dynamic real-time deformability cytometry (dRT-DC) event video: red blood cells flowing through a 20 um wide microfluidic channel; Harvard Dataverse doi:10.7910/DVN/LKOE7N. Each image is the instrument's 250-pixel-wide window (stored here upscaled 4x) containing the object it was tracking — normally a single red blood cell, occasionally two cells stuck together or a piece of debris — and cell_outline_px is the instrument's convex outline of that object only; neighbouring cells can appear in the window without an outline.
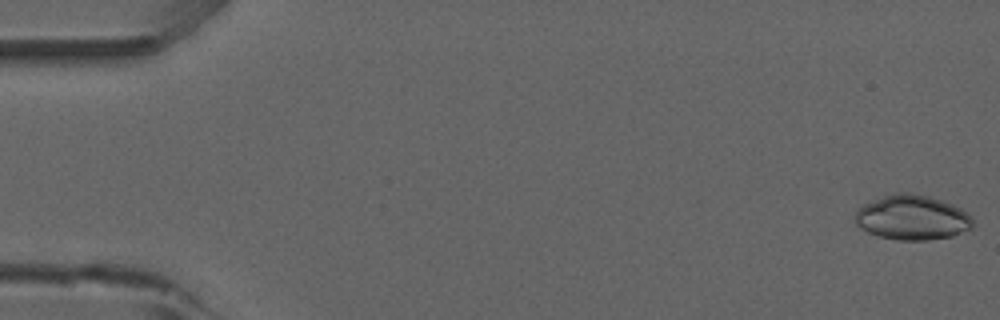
{"species": "common noctule bat (a hibernating species)", "species_latin": "Nyctalus noctula", "temperature_condition": "room temperature", "stored_images_in_passage": 52, "camera_frame_rate_fps": 3000, "um_per_image_px": 0.085, "animal": {"sex": "male", "forearm_length_mm": 52.5}, "frame": {"image": 1, "passage_image": 1, "time_ms": 0.0, "image_size_px": [1000, 320], "cell_outline_px": [[972, 228], [952, 236], [928, 240], [896, 240], [880, 236], [868, 232], [860, 228], [856, 224], [856, 212], [864, 204], [884, 196], [896, 192], [912, 192], [944, 200], [960, 208], [972, 216]], "centroid_in_image_um": [77.56, 18.49], "position_along_channel_um": 7.4, "area_um2": 30.69}}
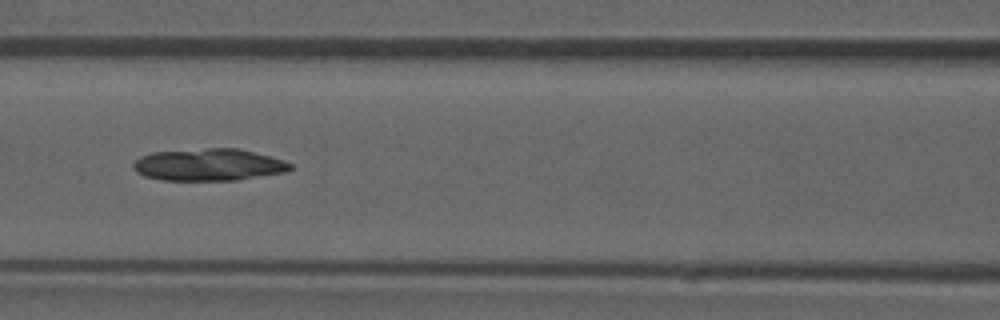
{"frame": {"image": 2, "passage_image": 23, "time_ms": 7.333, "image_size_px": [1000, 320], "cell_outline_px": [[292, 168], [288, 172], [236, 180], [164, 180], [144, 176], [136, 172], [132, 168], [132, 164], [140, 156], [152, 152], [208, 148], [236, 148], [284, 160], [292, 164]], "centroid_in_image_um": [17.72, 14.01], "position_along_channel_um": 148.9, "area_um2": 29.36}}